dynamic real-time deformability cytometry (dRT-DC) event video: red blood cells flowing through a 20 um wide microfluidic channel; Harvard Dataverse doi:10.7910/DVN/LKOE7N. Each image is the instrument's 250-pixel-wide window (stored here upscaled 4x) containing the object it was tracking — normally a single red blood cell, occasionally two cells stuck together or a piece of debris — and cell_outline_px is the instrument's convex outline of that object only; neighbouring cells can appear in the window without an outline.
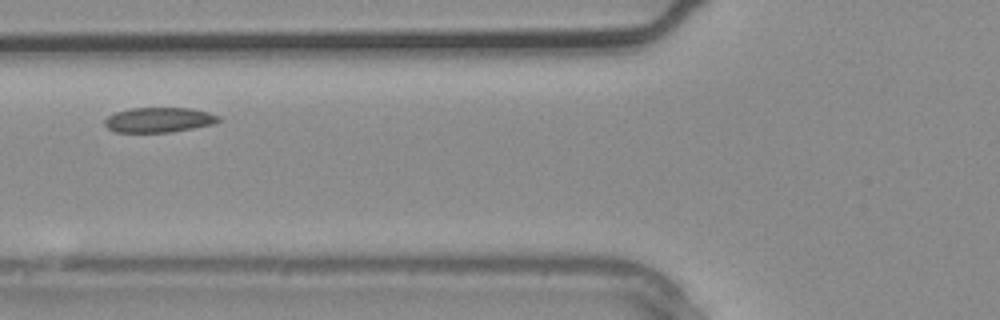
{"species": "common noctule bat (a hibernating species)", "species_latin": "Nyctalus noctula", "temperature_condition": "warm", "stored_images_in_passage": 2, "camera_frame_rate_fps": 3000, "um_per_image_px": 0.085, "animal": {"sex": "male", "body_mass_g": 20.4}, "frame": {"image": 1, "passage_image": 2, "time_ms": 0.333, "image_size_px": [1000, 320], "cell_outline_px": [[220, 120], [216, 124], [172, 132], [112, 132], [104, 124], [104, 120], [108, 116], [116, 112], [132, 108], [192, 108], [208, 112], [220, 116]], "centroid_in_image_um": [13.53, 10.19], "position_along_channel_um": 112.3, "area_um2": 16.7}}